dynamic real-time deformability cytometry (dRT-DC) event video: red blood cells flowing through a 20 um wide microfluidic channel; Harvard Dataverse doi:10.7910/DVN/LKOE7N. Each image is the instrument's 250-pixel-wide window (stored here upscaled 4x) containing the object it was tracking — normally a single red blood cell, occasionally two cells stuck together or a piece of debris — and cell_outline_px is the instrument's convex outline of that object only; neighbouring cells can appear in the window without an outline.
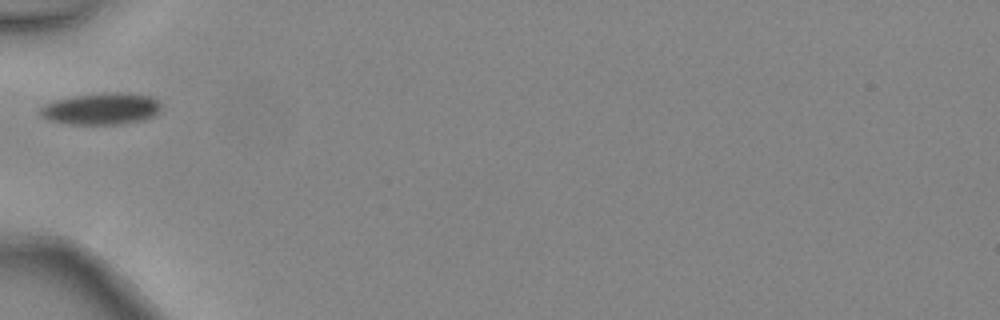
{"species": "common noctule bat (a hibernating species)", "species_latin": "Nyctalus noctula", "temperature_condition": "warm", "stored_images_in_passage": 1, "camera_frame_rate_fps": 3000, "um_per_image_px": 0.085, "animal": {"sex": "female", "body_mass_g": 24.6, "forearm_length_mm": 56.2}, "frame": {"image": 1, "passage_image": 1, "time_ms": 0.0, "image_size_px": [1000, 320], "cell_outline_px": [[160, 112], [152, 116], [140, 120], [120, 124], [68, 124], [48, 120], [40, 116], [40, 108], [44, 104], [56, 100], [76, 96], [104, 92], [124, 92], [152, 96], [160, 104]], "centroid_in_image_um": [8.6, 9.24], "position_along_channel_um": 76.4, "area_um2": 22.31}}